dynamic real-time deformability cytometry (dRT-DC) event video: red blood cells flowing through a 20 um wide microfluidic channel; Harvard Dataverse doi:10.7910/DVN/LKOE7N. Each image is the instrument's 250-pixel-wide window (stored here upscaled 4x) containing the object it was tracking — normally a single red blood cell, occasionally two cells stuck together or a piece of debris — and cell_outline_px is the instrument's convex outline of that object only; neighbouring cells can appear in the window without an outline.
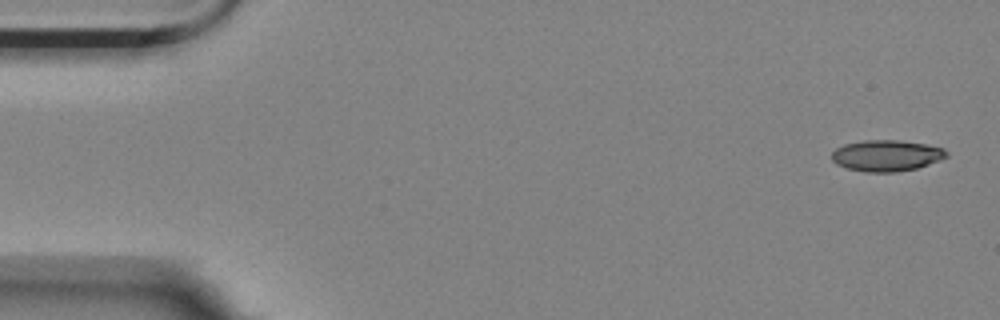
{"species": "Egyptian fruit bat (a non-hibernating species)", "species_latin": "Rousettus aegyptiacus", "temperature_condition": "room temperature", "stored_images_in_passage": 5, "camera_frame_rate_fps": 3000, "um_per_image_px": 0.085, "animal": {"sex": "female"}, "frame": {"image": 1, "passage_image": 1, "time_ms": 0.0, "image_size_px": [1000, 320], "cell_outline_px": [[948, 156], [940, 160], [916, 168], [896, 172], [868, 172], [848, 168], [836, 164], [832, 160], [832, 152], [836, 148], [844, 144], [864, 140], [900, 140], [924, 144], [944, 148], [948, 152]], "centroid_in_image_um": [75.35, 13.22], "position_along_channel_um": 9.6, "area_um2": 20.81}}